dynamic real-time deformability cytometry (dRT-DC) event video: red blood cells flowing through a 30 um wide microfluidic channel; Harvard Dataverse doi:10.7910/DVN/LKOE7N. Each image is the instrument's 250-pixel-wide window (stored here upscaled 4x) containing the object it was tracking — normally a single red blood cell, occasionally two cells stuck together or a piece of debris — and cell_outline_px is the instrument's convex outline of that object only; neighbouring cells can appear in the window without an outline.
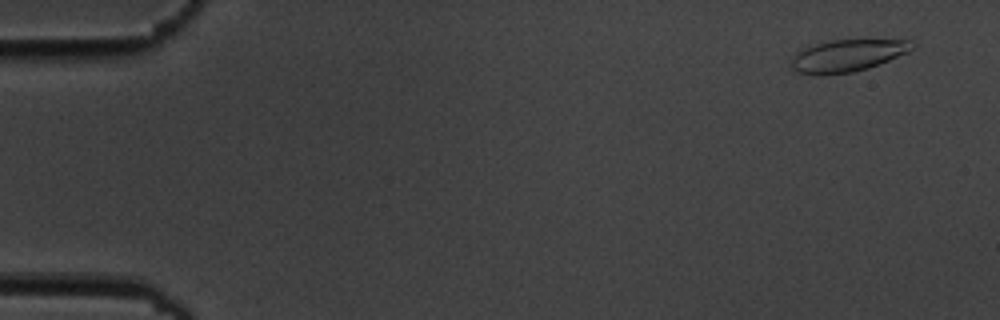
{"species": "common noctule bat (a hibernating species)", "species_latin": "Nyctalus noctula", "temperature_condition": "cold", "stored_images_in_passage": 5, "camera_frame_rate_fps": 3000, "um_per_image_px": 0.085, "animal": {"sex": "male", "body_mass_g": 19.5, "forearm_length_mm": 54.6}, "frame": {"image": 1, "passage_image": 1, "time_ms": 0.0, "image_size_px": [1000, 320], "cell_outline_px": [[916, 48], [908, 52], [868, 68], [852, 72], [796, 72], [792, 68], [792, 56], [804, 48], [816, 44], [832, 40], [908, 40]], "centroid_in_image_um": [72.08, 4.69], "position_along_channel_um": 12.9, "area_um2": 21.62}}
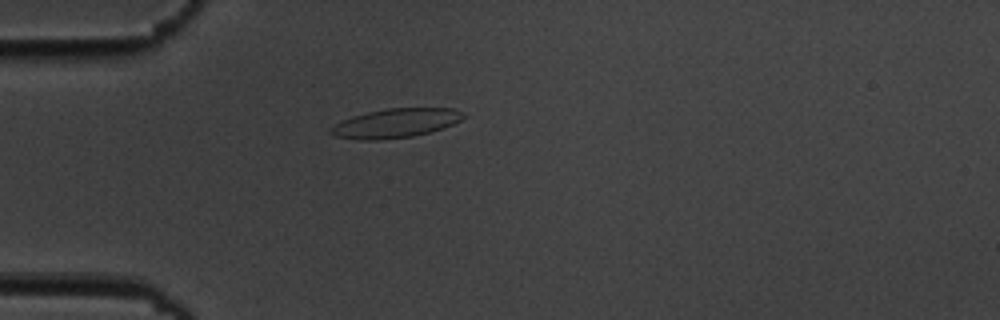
{"frame": {"image": 2, "passage_image": 5, "time_ms": 4.333, "image_size_px": [1000, 320], "cell_outline_px": [[468, 116], [444, 128], [412, 136], [380, 140], [360, 140], [332, 136], [328, 132], [328, 128], [352, 116], [368, 112], [388, 108], [456, 108], [464, 112]], "centroid_in_image_um": [33.63, 10.47], "position_along_channel_um": 51.4, "area_um2": 22.66}}